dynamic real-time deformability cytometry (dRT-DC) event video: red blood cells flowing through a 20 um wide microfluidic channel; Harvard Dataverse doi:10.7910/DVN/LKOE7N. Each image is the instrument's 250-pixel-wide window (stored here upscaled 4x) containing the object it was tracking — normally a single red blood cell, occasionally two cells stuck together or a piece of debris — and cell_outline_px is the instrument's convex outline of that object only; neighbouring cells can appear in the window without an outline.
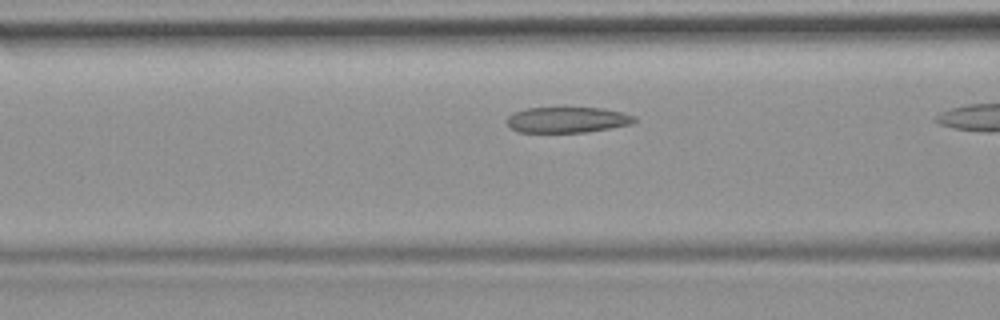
{"species": "common noctule bat (a hibernating species)", "species_latin": "Nyctalus noctula", "temperature_condition": "room temperature", "stored_images_in_passage": 8, "camera_frame_rate_fps": 3000, "um_per_image_px": 0.085, "animal": {"sex": "female", "body_mass_g": 19.9}, "frame": {"image": 1, "passage_image": 4, "time_ms": 1.0, "image_size_px": [1000, 320], "cell_outline_px": [[636, 120], [632, 124], [588, 132], [516, 132], [508, 124], [508, 116], [512, 112], [528, 108], [564, 104], [600, 108], [620, 112], [636, 116]], "centroid_in_image_um": [48.21, 10.13], "position_along_channel_um": 118.4, "area_um2": 20.06}}